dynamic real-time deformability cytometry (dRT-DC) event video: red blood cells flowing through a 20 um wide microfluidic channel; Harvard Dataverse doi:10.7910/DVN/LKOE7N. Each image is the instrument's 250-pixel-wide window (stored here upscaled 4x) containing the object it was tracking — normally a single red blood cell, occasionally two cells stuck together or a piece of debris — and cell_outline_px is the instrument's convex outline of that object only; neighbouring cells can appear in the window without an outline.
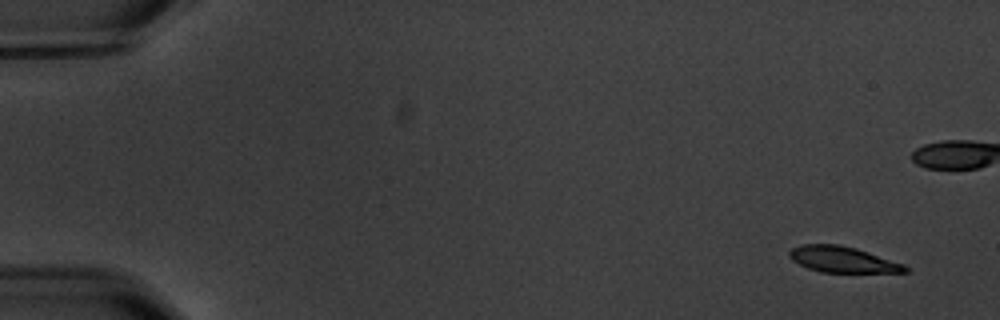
{"species": "common noctule bat (a hibernating species)", "species_latin": "Nyctalus noctula", "temperature_condition": "warm", "stored_images_in_passage": 8, "camera_frame_rate_fps": 3000, "um_per_image_px": 0.085, "animal": {"sex": "male", "body_mass_g": 20.1, "forearm_length_mm": 53.5}, "frame": {"image": 1, "passage_image": 1, "time_ms": 0.0, "image_size_px": [1000, 320], "cell_outline_px": [[908, 272], [820, 272], [808, 268], [792, 260], [788, 256], [788, 252], [792, 248], [804, 244], [840, 244], [856, 248], [904, 264], [908, 268]], "centroid_in_image_um": [71.6, 22.05], "position_along_channel_um": 13.4, "area_um2": 17.4}}
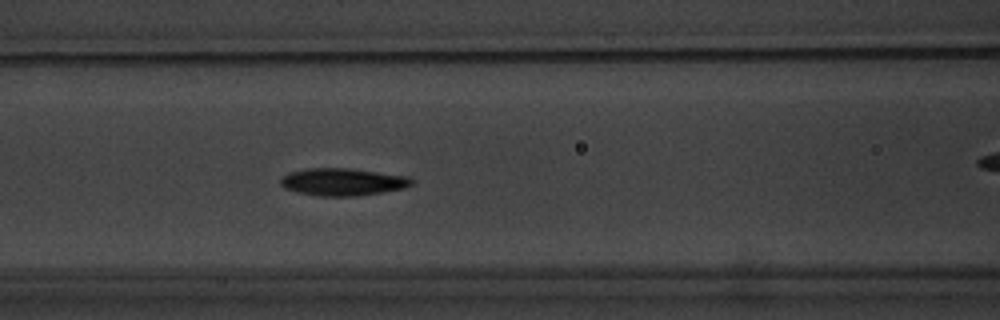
{"frame": {"image": 2, "passage_image": 7, "time_ms": 7.333, "image_size_px": [1000, 320], "cell_outline_px": [[416, 180], [412, 184], [404, 188], [356, 196], [320, 196], [296, 192], [284, 188], [280, 184], [280, 180], [288, 172], [308, 168], [352, 168], [412, 176]], "centroid_in_image_um": [29.17, 15.45], "position_along_channel_um": 137.4, "area_um2": 21.21}}